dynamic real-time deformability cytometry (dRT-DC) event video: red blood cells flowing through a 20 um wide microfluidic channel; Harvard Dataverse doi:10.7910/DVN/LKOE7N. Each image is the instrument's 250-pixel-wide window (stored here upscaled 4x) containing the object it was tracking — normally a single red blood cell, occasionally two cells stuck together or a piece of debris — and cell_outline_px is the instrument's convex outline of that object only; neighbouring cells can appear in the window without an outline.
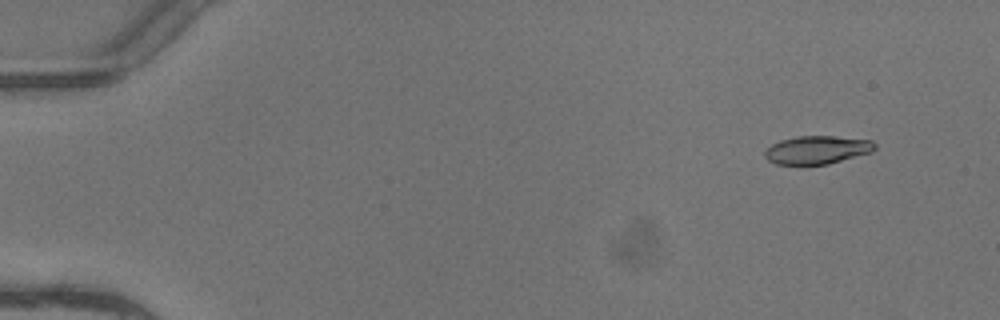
{"species": "common noctule bat (a hibernating species)", "species_latin": "Nyctalus noctula", "temperature_condition": "warm", "stored_images_in_passage": 6, "camera_frame_rate_fps": 3000, "um_per_image_px": 0.085, "animal": {"sex": "female"}, "frame": {"image": 1, "passage_image": 2, "time_ms": 0.333, "image_size_px": [1000, 320], "cell_outline_px": [[876, 148], [872, 152], [828, 164], [776, 164], [768, 160], [764, 156], [764, 152], [772, 144], [780, 140], [796, 136], [836, 136], [872, 140], [876, 144]], "centroid_in_image_um": [69.47, 12.73], "position_along_channel_um": 15.5, "area_um2": 18.09}}
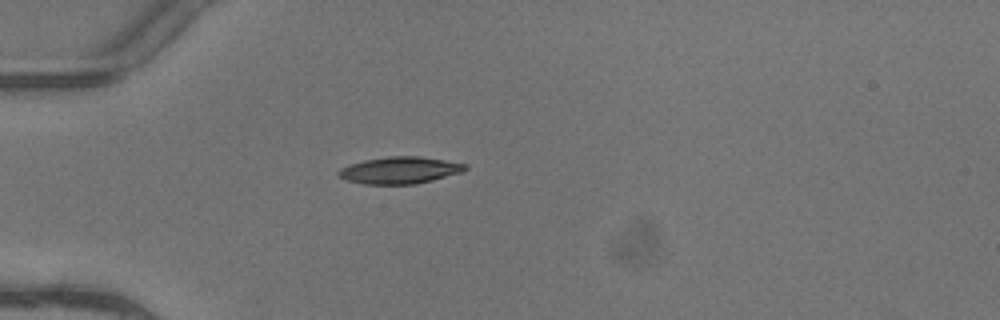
{"frame": {"image": 2, "passage_image": 5, "time_ms": 1.333, "image_size_px": [1000, 320], "cell_outline_px": [[468, 168], [460, 172], [432, 180], [416, 184], [364, 184], [348, 180], [336, 176], [336, 172], [340, 168], [348, 164], [364, 160], [388, 156], [420, 156], [468, 164]], "centroid_in_image_um": [33.93, 14.46], "position_along_channel_um": 51.1, "area_um2": 19.88}}